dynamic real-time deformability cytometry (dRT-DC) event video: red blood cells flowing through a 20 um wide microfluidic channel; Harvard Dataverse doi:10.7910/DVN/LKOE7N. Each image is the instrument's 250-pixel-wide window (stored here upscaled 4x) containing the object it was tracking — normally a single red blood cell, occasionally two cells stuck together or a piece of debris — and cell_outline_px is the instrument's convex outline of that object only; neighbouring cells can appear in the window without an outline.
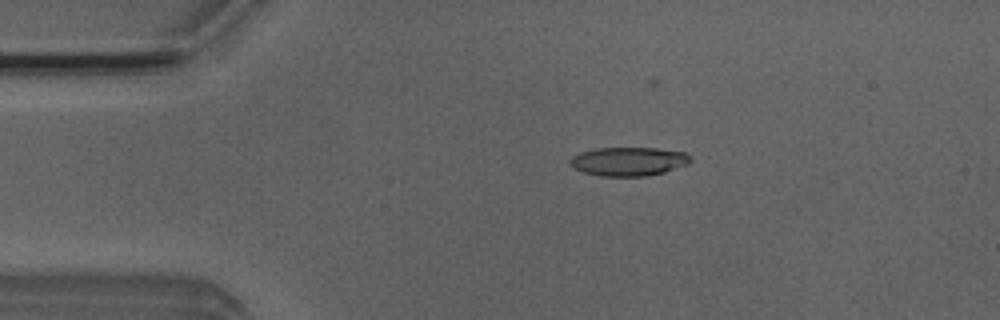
{"species": "Egyptian fruit bat (a non-hibernating species)", "species_latin": "Rousettus aegyptiacus", "temperature_condition": "room temperature", "stored_images_in_passage": 5, "camera_frame_rate_fps": 3000, "um_per_image_px": 0.085, "animal": {"sex": "male"}, "frame": {"image": 1, "passage_image": 3, "time_ms": 2.333, "image_size_px": [1000, 320], "cell_outline_px": [[692, 160], [688, 164], [664, 172], [648, 176], [600, 176], [584, 172], [568, 164], [568, 160], [572, 156], [580, 152], [596, 148], [656, 148], [684, 152], [692, 156]], "centroid_in_image_um": [53.43, 13.72], "position_along_channel_um": 31.6, "area_um2": 20.29}}